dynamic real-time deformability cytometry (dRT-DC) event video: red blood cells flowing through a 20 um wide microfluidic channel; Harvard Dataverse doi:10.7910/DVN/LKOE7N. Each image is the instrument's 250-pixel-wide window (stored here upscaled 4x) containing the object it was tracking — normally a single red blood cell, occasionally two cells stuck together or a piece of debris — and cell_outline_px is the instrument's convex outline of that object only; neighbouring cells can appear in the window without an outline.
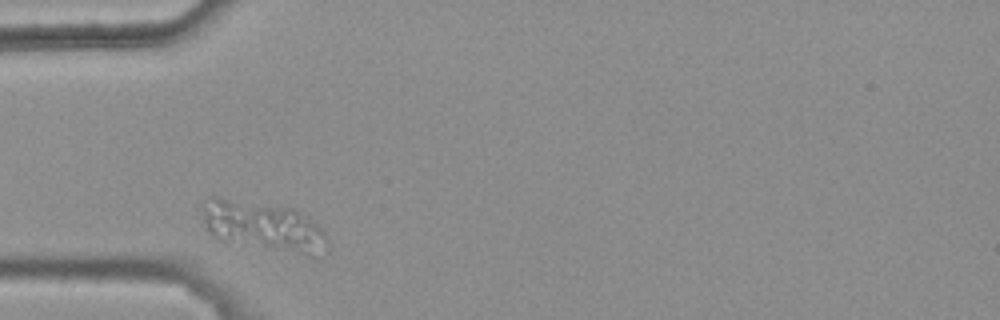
{"species": "common noctule bat (a hibernating species)", "species_latin": "Nyctalus noctula", "temperature_condition": "warm", "stored_images_in_passage": 1, "camera_frame_rate_fps": 3000, "um_per_image_px": 0.085, "animal": {"sex": "female", "body_mass_g": 25.1}, "frame": {"image": 1, "passage_image": 1, "time_ms": 0.0, "image_size_px": [1000, 320], "cell_outline_px": [[324, 240], [316, 260], [224, 240], [212, 236], [208, 232], [200, 212], [200, 208], [204, 200], [208, 196], [216, 196], [292, 208], [300, 212], [320, 228], [324, 232]], "centroid_in_image_um": [22.3, 19.24], "position_along_channel_um": 62.7, "area_um2": 36.41}}